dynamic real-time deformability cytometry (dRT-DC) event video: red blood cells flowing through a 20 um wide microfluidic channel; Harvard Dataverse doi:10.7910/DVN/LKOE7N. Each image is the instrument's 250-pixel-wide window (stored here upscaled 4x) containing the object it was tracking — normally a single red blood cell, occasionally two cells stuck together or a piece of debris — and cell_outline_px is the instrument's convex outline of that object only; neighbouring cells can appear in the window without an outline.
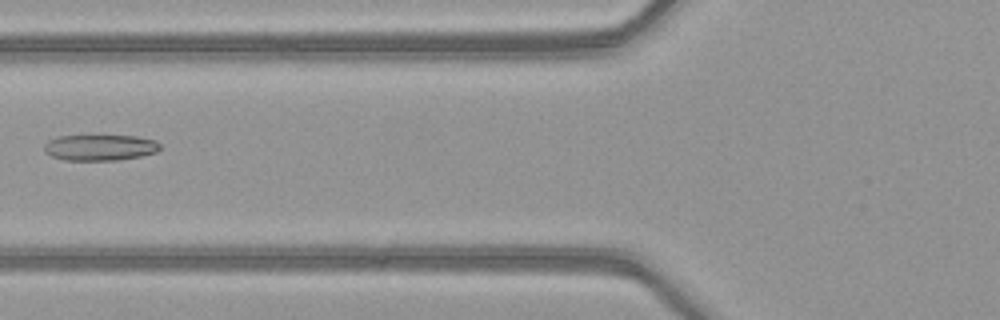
{"species": "common noctule bat (a hibernating species)", "species_latin": "Nyctalus noctula", "temperature_condition": "warm", "stored_images_in_passage": 6, "camera_frame_rate_fps": 3000, "um_per_image_px": 0.085, "animal": {"sex": "female", "body_mass_g": 21.9}, "frame": {"image": 1, "passage_image": 6, "time_ms": 1.667, "image_size_px": [1000, 320], "cell_outline_px": [[160, 148], [156, 152], [140, 156], [120, 160], [64, 160], [52, 156], [44, 152], [44, 144], [48, 140], [60, 136], [136, 136], [156, 140], [160, 144]], "centroid_in_image_um": [8.5, 12.54], "position_along_channel_um": 117.3, "area_um2": 17.51}}